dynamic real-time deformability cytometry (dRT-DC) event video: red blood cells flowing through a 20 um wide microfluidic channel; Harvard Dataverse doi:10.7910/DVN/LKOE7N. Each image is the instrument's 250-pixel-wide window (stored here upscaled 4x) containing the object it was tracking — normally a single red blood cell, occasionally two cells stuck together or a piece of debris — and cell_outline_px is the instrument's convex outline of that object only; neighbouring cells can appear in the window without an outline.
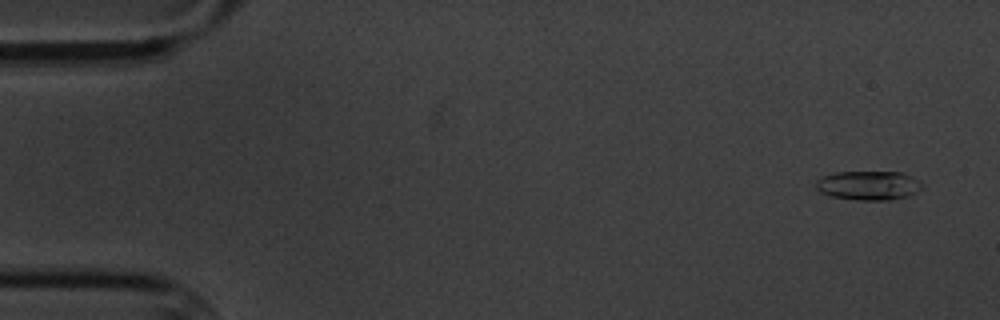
{"species": "common noctule bat (a hibernating species)", "species_latin": "Nyctalus noctula", "temperature_condition": "cold", "stored_images_in_passage": 5, "camera_frame_rate_fps": 3000, "um_per_image_px": 0.085, "animal": {"sex": "male", "body_mass_g": 20.1, "forearm_length_mm": 53.5}, "frame": {"image": 1, "passage_image": 1, "time_ms": 0.0, "image_size_px": [1000, 320], "cell_outline_px": [[924, 188], [908, 196], [888, 200], [856, 200], [832, 196], [820, 192], [816, 188], [816, 180], [820, 176], [836, 172], [900, 172], [912, 176], [920, 180], [924, 184]], "centroid_in_image_um": [73.85, 15.75], "position_along_channel_um": 11.2, "area_um2": 18.26}}
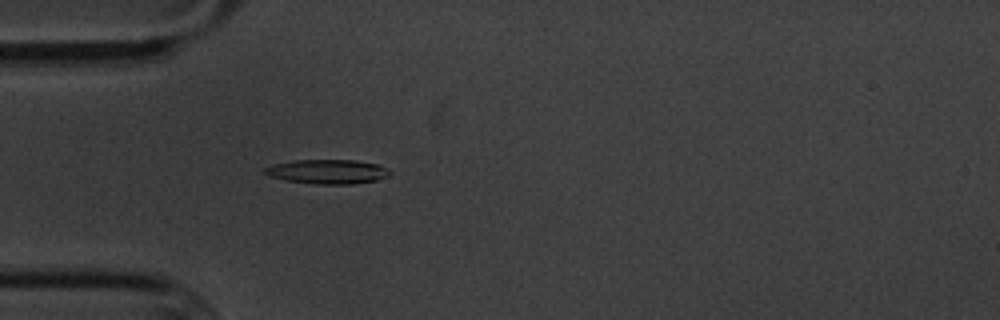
{"frame": {"image": 2, "passage_image": 5, "time_ms": 4.667, "image_size_px": [1000, 320], "cell_outline_px": [[392, 172], [388, 176], [376, 180], [352, 184], [316, 184], [288, 180], [268, 176], [264, 172], [264, 168], [272, 164], [292, 160], [356, 160], [380, 164], [388, 168]], "centroid_in_image_um": [27.86, 14.58], "position_along_channel_um": 57.1, "area_um2": 17.86}}